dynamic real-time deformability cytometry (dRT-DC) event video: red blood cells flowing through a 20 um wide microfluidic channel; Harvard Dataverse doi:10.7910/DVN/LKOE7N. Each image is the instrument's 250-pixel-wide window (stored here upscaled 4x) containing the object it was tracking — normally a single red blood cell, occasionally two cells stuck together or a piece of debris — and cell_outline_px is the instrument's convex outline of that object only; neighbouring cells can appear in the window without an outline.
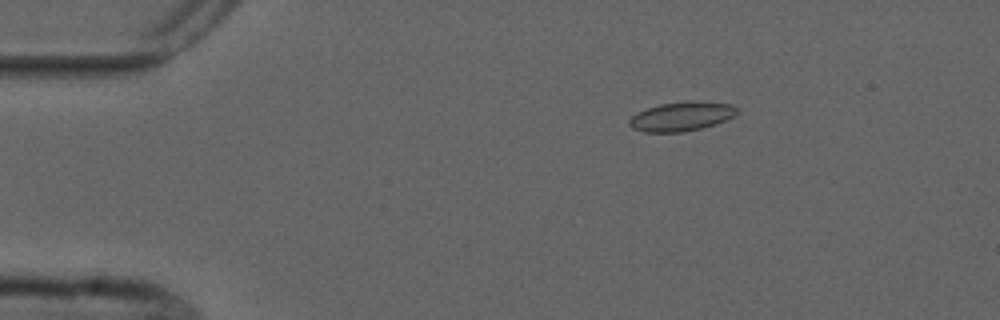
{"species": "common noctule bat (a hibernating species)", "species_latin": "Nyctalus noctula", "temperature_condition": "cold", "stored_images_in_passage": 3, "camera_frame_rate_fps": 3000, "um_per_image_px": 0.085, "animal": {"sex": "male", "forearm_length_mm": 52.5}, "frame": {"image": 1, "passage_image": 1, "time_ms": 0.0, "image_size_px": [1000, 320], "cell_outline_px": [[740, 112], [736, 116], [716, 124], [684, 132], [644, 132], [632, 128], [628, 124], [628, 120], [636, 112], [660, 104], [684, 100], [688, 100], [732, 104], [740, 108]], "centroid_in_image_um": [57.97, 9.88], "position_along_channel_um": 27.0, "area_um2": 18.73}}